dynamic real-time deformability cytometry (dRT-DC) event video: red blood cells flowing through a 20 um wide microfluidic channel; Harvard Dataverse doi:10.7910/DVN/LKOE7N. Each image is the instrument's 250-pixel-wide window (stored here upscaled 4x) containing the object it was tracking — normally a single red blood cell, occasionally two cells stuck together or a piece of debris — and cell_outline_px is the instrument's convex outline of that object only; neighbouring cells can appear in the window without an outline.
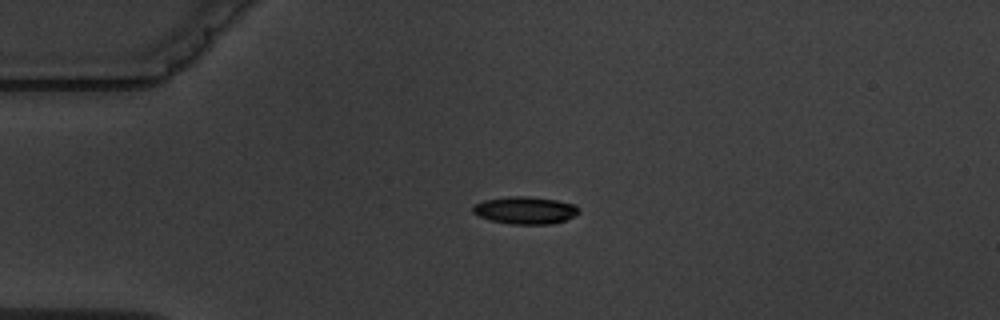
{"species": "common noctule bat (a hibernating species)", "species_latin": "Nyctalus noctula", "temperature_condition": "warm", "stored_images_in_passage": 4, "camera_frame_rate_fps": 3000, "um_per_image_px": 0.085, "animal": {"sex": "male", "body_mass_g": 19.5, "forearm_length_mm": 54.6}, "frame": {"image": 1, "passage_image": 3, "time_ms": 2.667, "image_size_px": [1000, 320], "cell_outline_px": [[580, 212], [576, 216], [552, 224], [508, 224], [488, 220], [472, 212], [472, 208], [476, 204], [484, 200], [508, 196], [528, 196], [556, 200], [576, 204], [580, 208]], "centroid_in_image_um": [44.67, 17.87], "position_along_channel_um": 40.3, "area_um2": 17.11}}